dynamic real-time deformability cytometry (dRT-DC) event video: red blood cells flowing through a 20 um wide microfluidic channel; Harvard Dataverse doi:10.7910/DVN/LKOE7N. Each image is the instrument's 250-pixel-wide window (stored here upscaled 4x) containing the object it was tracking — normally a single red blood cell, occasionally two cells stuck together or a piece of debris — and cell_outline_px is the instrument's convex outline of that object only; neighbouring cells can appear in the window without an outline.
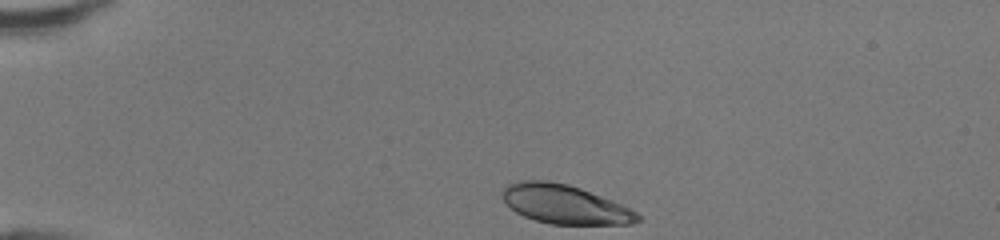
{"species": "human", "species_latin": "Homo sapiens", "temperature_condition": "room temperature", "stored_images_in_passage": 32, "camera_frame_rate_fps": 3000, "um_per_image_px": 0.085, "donor": {"sex": "female"}, "frame": {"image": 1, "passage_image": 1, "time_ms": 0.0, "image_size_px": [1000, 240], "cell_outline_px": [[640, 220], [632, 224], [552, 224], [536, 220], [524, 216], [516, 212], [504, 200], [500, 192], [508, 184], [520, 180], [548, 180], [568, 184], [580, 188], [612, 200], [636, 212], [640, 216]], "centroid_in_image_um": [47.99, 17.35], "position_along_channel_um": 37.0, "area_um2": 30.52}}
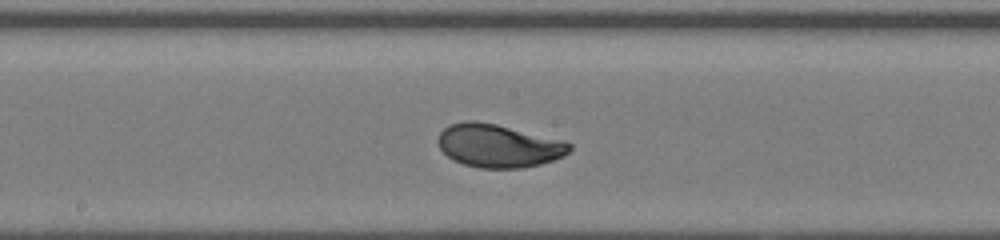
{"frame": {"image": 2, "passage_image": 17, "time_ms": 5.333, "image_size_px": [1000, 240], "cell_outline_px": [[572, 148], [564, 156], [540, 164], [524, 168], [480, 168], [464, 164], [452, 160], [440, 148], [436, 140], [440, 132], [448, 124], [464, 120], [476, 120], [496, 124], [564, 140], [572, 144]], "centroid_in_image_um": [42.35, 12.38], "position_along_channel_um": 205.8, "area_um2": 33.35}}
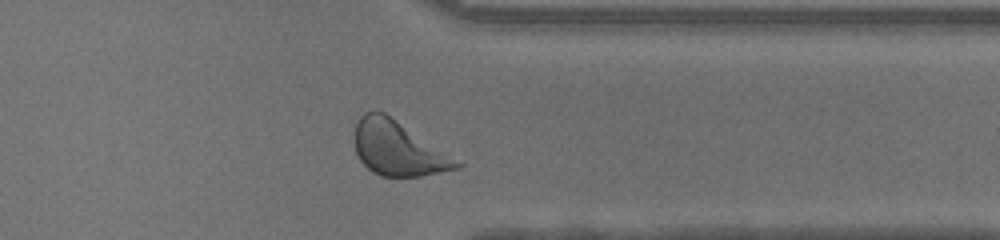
{"frame": {"image": 3, "passage_image": 29, "time_ms": 9.333, "image_size_px": [1000, 240], "cell_outline_px": [[464, 168], [420, 176], [380, 176], [372, 172], [360, 160], [356, 152], [352, 140], [356, 124], [360, 116], [364, 112], [384, 112], [464, 164]], "centroid_in_image_um": [33.81, 12.64], "position_along_channel_um": 377.6, "area_um2": 32.19}, "authors_computed_cell_mechanics": {"area_um2": 32.5703, "velocity_mm_per_s": 4.3153, "shape_relaxation_time_tau1_ms": 2.4567, "shape_relaxation_time_tau2_ms": null, "deformation_change_tau1": 0.1573, "deformation_change_tau2": null}}